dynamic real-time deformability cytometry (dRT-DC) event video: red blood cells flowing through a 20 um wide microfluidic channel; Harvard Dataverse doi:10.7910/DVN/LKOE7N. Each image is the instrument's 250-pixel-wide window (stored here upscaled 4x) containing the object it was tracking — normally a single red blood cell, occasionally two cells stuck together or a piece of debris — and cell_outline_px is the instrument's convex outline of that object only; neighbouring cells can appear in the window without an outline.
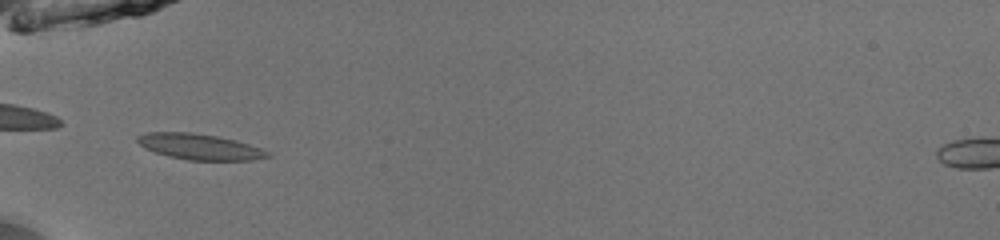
{"species": "common noctule bat (a hibernating species)", "species_latin": "Nyctalus noctula", "temperature_condition": "room temperature", "stored_images_in_passage": 33, "camera_frame_rate_fps": 3000, "um_per_image_px": 0.085, "animal": {"sex": "male", "body_mass_g": 13.0, "forearm_length_mm": 53.1}, "frame": {"image": 1, "passage_image": 1, "time_ms": 0.0, "image_size_px": [1000, 240], "cell_outline_px": [[272, 156], [248, 160], [188, 160], [168, 156], [156, 152], [140, 144], [136, 140], [136, 136], [148, 132], [192, 132], [216, 136], [236, 140], [260, 148], [268, 152]], "centroid_in_image_um": [16.96, 12.46], "position_along_channel_um": 68.0, "area_um2": 19.31}}
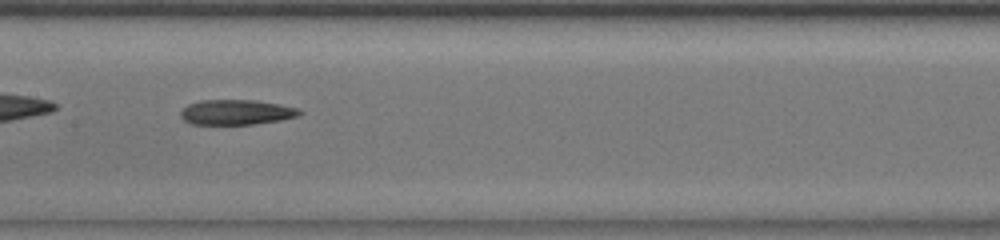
{"frame": {"image": 2, "passage_image": 10, "time_ms": 3.0, "image_size_px": [1000, 240], "cell_outline_px": [[304, 112], [300, 116], [280, 120], [252, 124], [192, 124], [184, 120], [180, 116], [180, 112], [188, 104], [200, 100], [256, 100], [280, 104], [296, 108]], "centroid_in_image_um": [20.1, 9.53], "position_along_channel_um": 187.3, "area_um2": 17.4}}
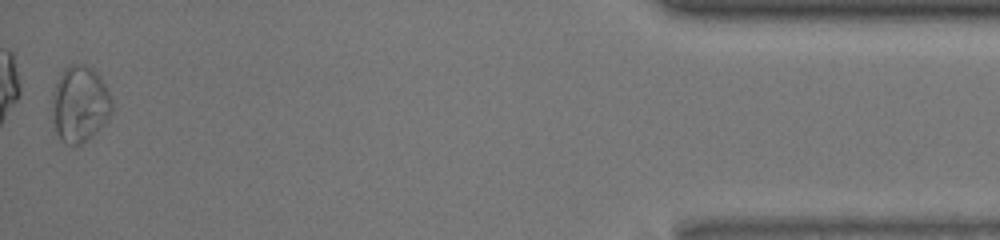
{"frame": {"image": 3, "passage_image": 33, "time_ms": 10.667, "image_size_px": [1000, 240], "cell_outline_px": [[112, 112], [108, 120], [92, 136], [80, 144], [68, 144], [60, 140], [56, 132], [52, 100], [52, 92], [64, 68], [72, 64], [84, 64], [92, 68], [100, 76], [112, 100]], "centroid_in_image_um": [6.8, 8.84], "position_along_channel_um": 428.4, "area_um2": 26.36}}